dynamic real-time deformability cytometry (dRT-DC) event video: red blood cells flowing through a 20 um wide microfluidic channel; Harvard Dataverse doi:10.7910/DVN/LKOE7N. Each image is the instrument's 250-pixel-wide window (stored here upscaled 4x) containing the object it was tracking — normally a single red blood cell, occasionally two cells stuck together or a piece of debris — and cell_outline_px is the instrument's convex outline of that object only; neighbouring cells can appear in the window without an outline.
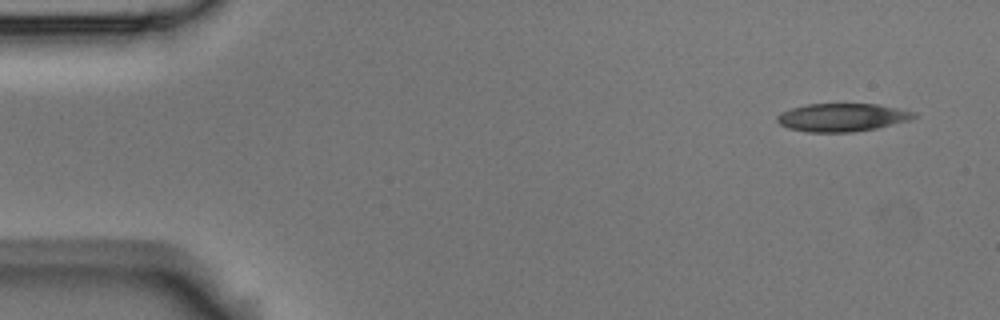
{"species": "Egyptian fruit bat (a non-hibernating species)", "species_latin": "Rousettus aegyptiacus", "temperature_condition": "room temperature", "stored_images_in_passage": 4, "segment_of_instrument_passage": [2, 2], "camera_frame_rate_fps": 3000, "um_per_image_px": 0.085, "animal": {"sex": "male"}, "frame": {"image": 1, "passage_image": 4, "time_ms": 1.0, "image_size_px": [1000, 320], "cell_outline_px": [[916, 116], [908, 120], [876, 128], [852, 132], [808, 132], [788, 128], [780, 124], [776, 120], [776, 116], [780, 112], [792, 108], [808, 104], [876, 104], [916, 112]], "centroid_in_image_um": [71.53, 9.98], "position_along_channel_um": 13.5, "area_um2": 22.2}}